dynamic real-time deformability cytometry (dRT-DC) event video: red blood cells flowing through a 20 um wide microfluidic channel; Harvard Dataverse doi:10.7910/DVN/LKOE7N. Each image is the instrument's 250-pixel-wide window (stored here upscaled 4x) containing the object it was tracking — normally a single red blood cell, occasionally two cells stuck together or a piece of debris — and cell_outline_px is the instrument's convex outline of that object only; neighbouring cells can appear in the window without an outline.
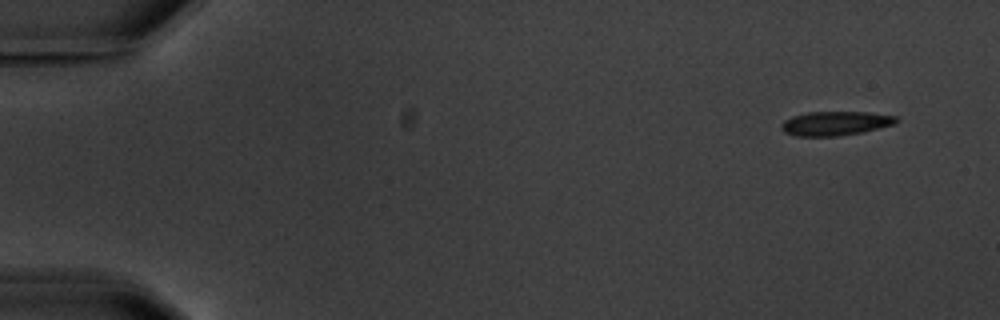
{"species": "common noctule bat (a hibernating species)", "species_latin": "Nyctalus noctula", "temperature_condition": "warm", "stored_images_in_passage": 5, "camera_frame_rate_fps": 3000, "um_per_image_px": 0.085, "animal": {"sex": "male", "body_mass_g": 20.1, "forearm_length_mm": 53.5}, "frame": {"image": 1, "passage_image": 1, "time_ms": 0.0, "image_size_px": [1000, 320], "cell_outline_px": [[900, 120], [896, 124], [860, 132], [836, 136], [796, 136], [784, 132], [780, 128], [780, 124], [784, 120], [792, 116], [808, 112], [868, 112], [896, 116]], "centroid_in_image_um": [70.99, 10.48], "position_along_channel_um": 14.0, "area_um2": 16.18}}
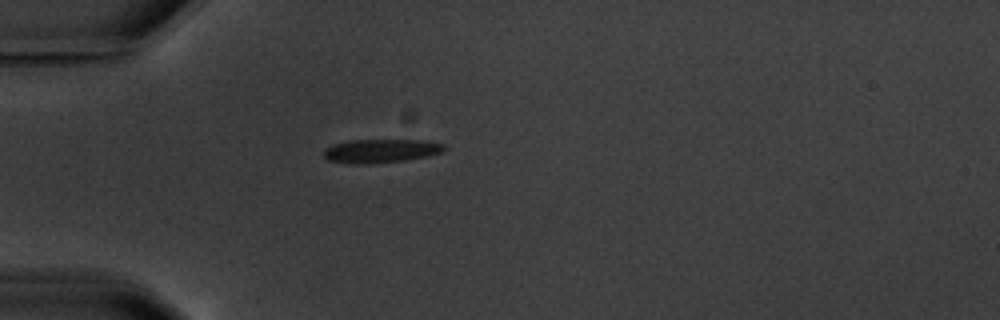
{"frame": {"image": 2, "passage_image": 4, "time_ms": 4.333, "image_size_px": [1000, 320], "cell_outline_px": [[448, 148], [440, 152], [424, 156], [404, 160], [368, 164], [356, 164], [328, 160], [324, 156], [324, 152], [332, 144], [348, 140], [428, 140], [444, 144]], "centroid_in_image_um": [32.38, 12.81], "position_along_channel_um": 52.6, "area_um2": 16.47}}